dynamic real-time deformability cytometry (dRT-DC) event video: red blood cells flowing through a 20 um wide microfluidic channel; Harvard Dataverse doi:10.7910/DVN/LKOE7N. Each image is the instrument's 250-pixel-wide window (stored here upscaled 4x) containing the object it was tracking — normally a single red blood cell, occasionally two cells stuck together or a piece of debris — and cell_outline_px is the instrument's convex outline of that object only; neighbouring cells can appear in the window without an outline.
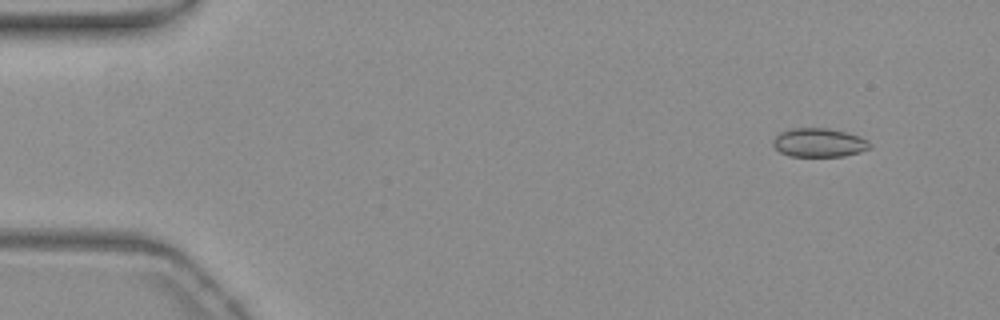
{"species": "common noctule bat (a hibernating species)", "species_latin": "Nyctalus noctula", "temperature_condition": "warm", "stored_images_in_passage": 55, "camera_frame_rate_fps": 3000, "um_per_image_px": 0.085, "animal": {"sex": "female", "body_mass_g": 19.3, "forearm_length_mm": 54.1}, "frame": {"image": 1, "passage_image": 4, "time_ms": 1.0, "image_size_px": [1000, 320], "cell_outline_px": [[872, 148], [860, 152], [844, 156], [788, 156], [780, 152], [772, 144], [772, 140], [780, 132], [792, 128], [828, 128], [848, 132], [860, 136], [868, 140], [872, 144]], "centroid_in_image_um": [69.65, 12.12], "position_along_channel_um": 15.4, "area_um2": 16.47}}
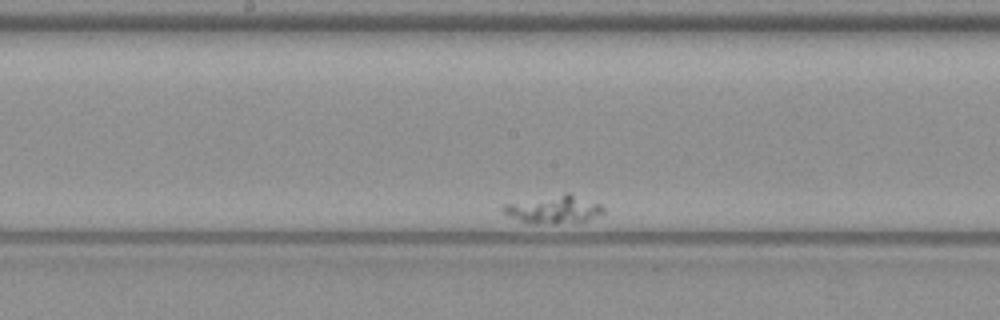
{"frame": {"image": 2, "passage_image": 34, "time_ms": 11.0, "image_size_px": [1000, 320], "cell_outline_px": [[604, 212], [600, 216], [588, 220], [556, 224], [532, 224], [508, 216], [500, 208], [504, 204], [564, 192], [568, 192], [600, 204], [604, 208]], "centroid_in_image_um": [47.08, 17.79], "position_along_channel_um": 201.1, "area_um2": 16.59}}
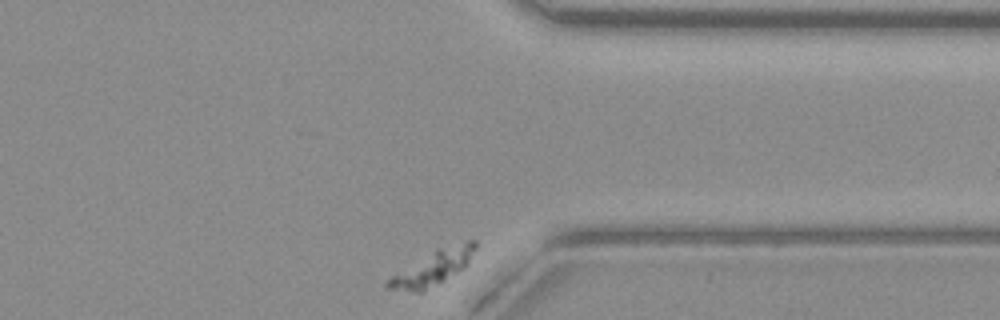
{"frame": {"image": 3, "passage_image": 55, "time_ms": 18.0, "image_size_px": [1000, 320], "cell_outline_px": [[476, 248], [464, 268], [420, 292], [416, 292], [384, 288], [384, 284], [392, 276], [436, 248], [468, 240], [476, 240]], "centroid_in_image_um": [36.8, 22.73], "position_along_channel_um": 374.6, "area_um2": 17.11}}